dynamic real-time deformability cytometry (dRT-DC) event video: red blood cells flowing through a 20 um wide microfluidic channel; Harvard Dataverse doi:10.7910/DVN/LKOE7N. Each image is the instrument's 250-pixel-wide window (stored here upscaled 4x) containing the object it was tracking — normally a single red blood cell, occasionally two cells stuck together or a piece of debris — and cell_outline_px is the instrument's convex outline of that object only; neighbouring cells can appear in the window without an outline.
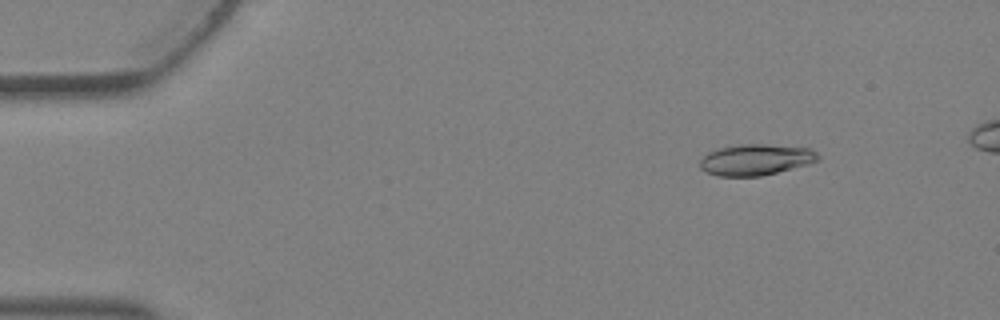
{"species": "Egyptian fruit bat (a non-hibernating species)", "species_latin": "Rousettus aegyptiacus", "temperature_condition": "warm", "stored_images_in_passage": 5, "camera_frame_rate_fps": 3000, "um_per_image_px": 0.085, "animal": {"sex": "female"}, "frame": {"image": 1, "passage_image": 2, "time_ms": 0.333, "image_size_px": [1000, 320], "cell_outline_px": [[820, 160], [808, 164], [760, 176], [716, 176], [700, 168], [700, 160], [708, 152], [720, 148], [740, 144], [768, 144], [808, 148], [816, 152], [820, 156]], "centroid_in_image_um": [64.24, 13.57], "position_along_channel_um": 20.8, "area_um2": 21.27}}